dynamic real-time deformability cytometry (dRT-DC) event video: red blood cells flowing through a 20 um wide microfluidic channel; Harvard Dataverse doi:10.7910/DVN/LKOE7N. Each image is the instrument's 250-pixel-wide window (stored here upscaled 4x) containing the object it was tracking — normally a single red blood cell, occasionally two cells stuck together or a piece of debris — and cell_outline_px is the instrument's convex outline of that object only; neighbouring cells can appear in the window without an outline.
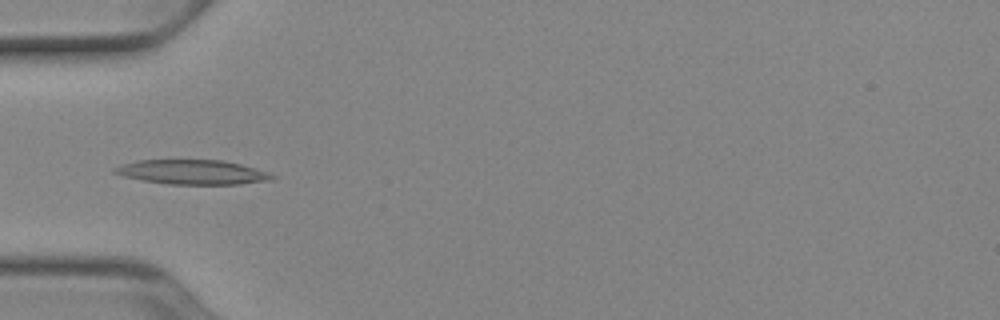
{"species": "Egyptian fruit bat (a non-hibernating species)", "species_latin": "Rousettus aegyptiacus", "temperature_condition": "cold", "stored_images_in_passage": 39, "camera_frame_rate_fps": 3000, "um_per_image_px": 0.085, "animal": {"sex": "female"}, "frame": {"image": 1, "passage_image": 4, "time_ms": 1.0, "image_size_px": [1000, 320], "cell_outline_px": [[276, 176], [272, 180], [240, 184], [168, 184], [144, 180], [124, 176], [112, 172], [112, 168], [120, 164], [136, 160], [224, 160], [256, 168], [268, 172]], "centroid_in_image_um": [16.35, 14.62], "position_along_channel_um": 68.7, "area_um2": 22.54}}
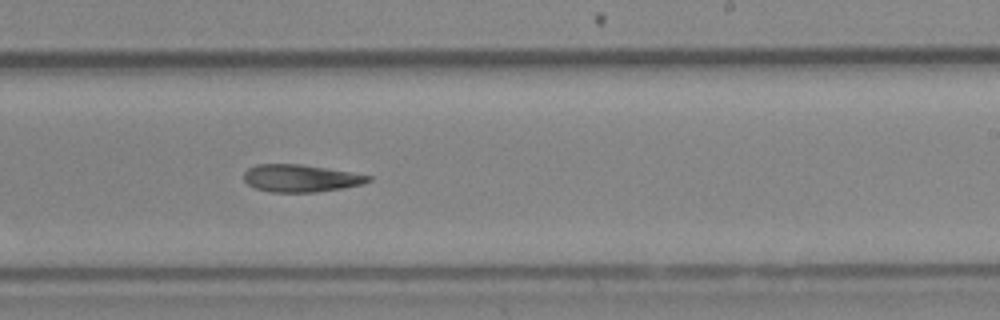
{"frame": {"image": 2, "passage_image": 19, "time_ms": 6.0, "image_size_px": [1000, 320], "cell_outline_px": [[372, 180], [360, 184], [340, 188], [316, 192], [268, 192], [256, 188], [248, 184], [244, 180], [244, 172], [248, 168], [256, 164], [300, 164], [352, 172], [372, 176]], "centroid_in_image_um": [25.53, 15.14], "position_along_channel_um": 263.5, "area_um2": 19.77}}
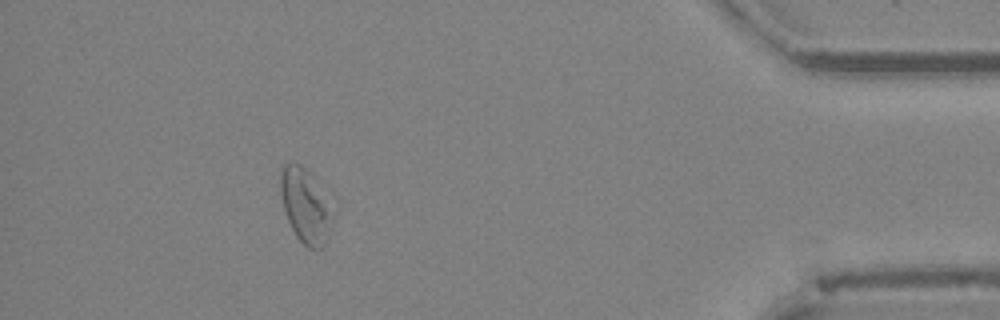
{"frame": {"image": 3, "passage_image": 34, "time_ms": 11.0, "image_size_px": [1000, 320], "cell_outline_px": [[332, 204], [328, 232], [324, 248], [308, 248], [296, 236], [284, 212], [280, 192], [280, 168], [284, 164], [292, 160], [300, 164], [308, 172]], "centroid_in_image_um": [25.91, 17.45], "position_along_channel_um": 409.3, "area_um2": 22.31}, "authors_computed_cell_mechanics": {"area_um2": 21.4438, "velocity_mm_per_s": 3.9211, "shape_relaxation_time_tau1_ms": null, "shape_relaxation_time_tau2_ms": 7.0259, "deformation_change_tau1": null, "deformation_change_tau2": 0.1631}}